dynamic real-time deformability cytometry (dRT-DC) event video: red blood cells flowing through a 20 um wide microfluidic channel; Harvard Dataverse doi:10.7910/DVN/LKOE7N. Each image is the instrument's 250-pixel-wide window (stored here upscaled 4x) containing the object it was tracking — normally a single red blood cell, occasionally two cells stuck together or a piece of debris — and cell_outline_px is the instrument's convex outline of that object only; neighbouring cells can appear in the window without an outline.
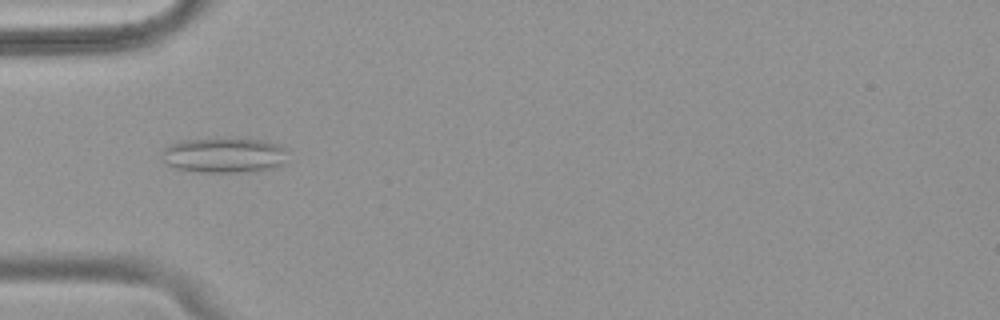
{"species": "common noctule bat (a hibernating species)", "species_latin": "Nyctalus noctula", "temperature_condition": "warm", "stored_images_in_passage": 52, "camera_frame_rate_fps": 3000, "um_per_image_px": 0.085, "animal": {"sex": "female", "body_mass_g": 18.4}, "frame": {"image": 1, "passage_image": 17, "time_ms": 5.333, "image_size_px": [1000, 320], "cell_outline_px": [[288, 148], [284, 164], [276, 168], [240, 172], [200, 172], [176, 168], [168, 164], [160, 156], [160, 152], [164, 148], [180, 140], [216, 136], [264, 140]], "centroid_in_image_um": [19.05, 13.15], "position_along_channel_um": 65.9, "area_um2": 26.65}}
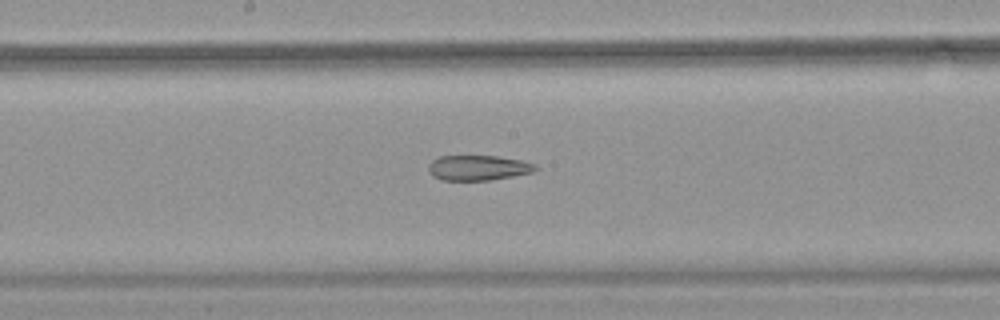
{"frame": {"image": 2, "passage_image": 28, "time_ms": 9.0, "image_size_px": [1000, 320], "cell_outline_px": [[540, 168], [532, 172], [492, 180], [440, 180], [432, 176], [428, 172], [428, 164], [432, 160], [440, 156], [496, 156], [524, 160], [536, 164]], "centroid_in_image_um": [40.65, 14.26], "position_along_channel_um": 207.6, "area_um2": 15.9}}
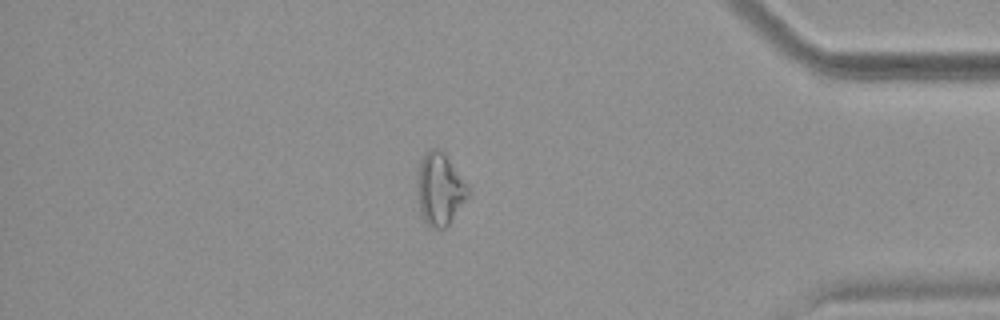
{"frame": {"image": 3, "passage_image": 45, "time_ms": 14.667, "image_size_px": [1000, 320], "cell_outline_px": [[468, 196], [448, 224], [444, 228], [436, 228], [428, 224], [424, 220], [420, 212], [420, 160], [428, 148], [440, 148], [468, 184]], "centroid_in_image_um": [37.42, 16.04], "position_along_channel_um": 397.8, "area_um2": 20.46}, "authors_computed_cell_mechanics": {"area_um2": 21.0681, "velocity_mm_per_s": 3.8902, "shape_relaxation_time_tau1_ms": null, "shape_relaxation_time_tau2_ms": 2.527, "deformation_change_tau1": null, "deformation_change_tau2": 0.116}}